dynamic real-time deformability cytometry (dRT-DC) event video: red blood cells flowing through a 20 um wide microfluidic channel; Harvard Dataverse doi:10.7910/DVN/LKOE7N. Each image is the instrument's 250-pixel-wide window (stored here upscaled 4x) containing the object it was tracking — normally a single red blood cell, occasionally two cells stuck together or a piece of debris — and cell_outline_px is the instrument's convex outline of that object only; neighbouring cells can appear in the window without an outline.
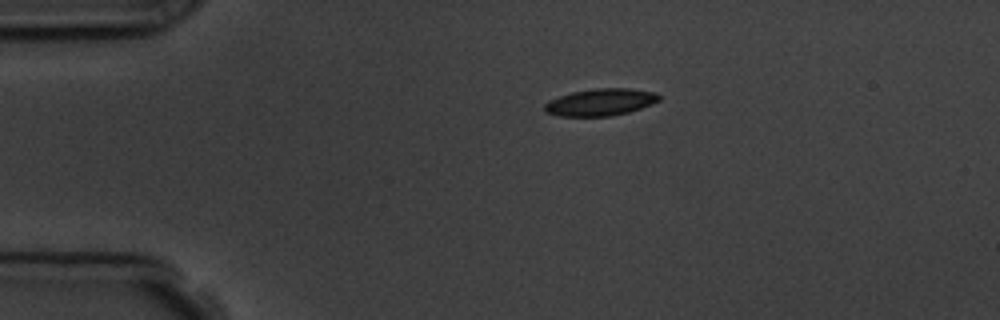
{"species": "common noctule bat (a hibernating species)", "species_latin": "Nyctalus noctula", "temperature_condition": "room temperature", "stored_images_in_passage": 2, "camera_frame_rate_fps": 3000, "um_per_image_px": 0.085, "animal": {"sex": "male", "body_mass_g": 19.5, "forearm_length_mm": 54.6}, "frame": {"image": 1, "passage_image": 1, "time_ms": 0.0, "image_size_px": [1000, 320], "cell_outline_px": [[660, 100], [652, 104], [628, 112], [612, 116], [560, 116], [544, 112], [544, 104], [548, 100], [572, 92], [592, 88], [628, 88], [656, 92], [660, 96]], "centroid_in_image_um": [51.03, 8.68], "position_along_channel_um": 34.0, "area_um2": 18.15}}